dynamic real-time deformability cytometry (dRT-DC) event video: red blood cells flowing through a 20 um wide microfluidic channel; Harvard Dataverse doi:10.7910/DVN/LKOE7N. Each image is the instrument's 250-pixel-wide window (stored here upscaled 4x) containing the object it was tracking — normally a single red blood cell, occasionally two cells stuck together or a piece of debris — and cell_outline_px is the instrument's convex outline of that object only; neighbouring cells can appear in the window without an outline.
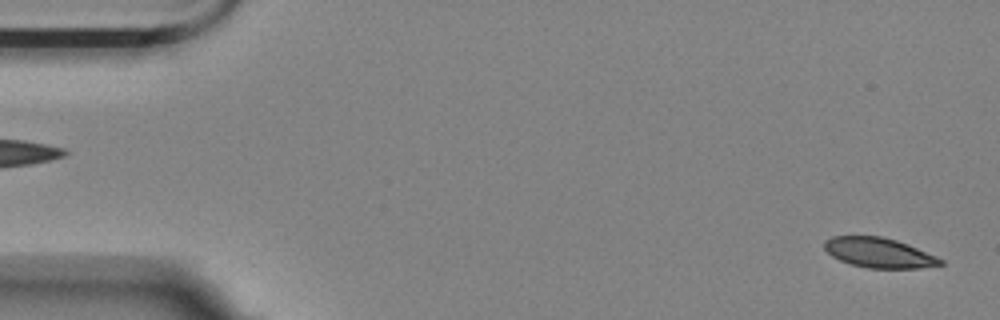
{"species": "Egyptian fruit bat (a non-hibernating species)", "species_latin": "Rousettus aegyptiacus", "temperature_condition": "room temperature", "stored_images_in_passage": 5, "camera_frame_rate_fps": 3000, "um_per_image_px": 0.085, "animal": {"sex": "female"}, "frame": {"image": 1, "passage_image": 1, "time_ms": 0.0, "image_size_px": [1000, 320], "cell_outline_px": [[944, 264], [920, 268], [868, 268], [852, 264], [840, 260], [832, 256], [824, 248], [824, 240], [832, 236], [880, 236], [896, 240], [908, 244], [936, 256], [944, 260]], "centroid_in_image_um": [74.71, 21.48], "position_along_channel_um": 10.3, "area_um2": 20.17}}
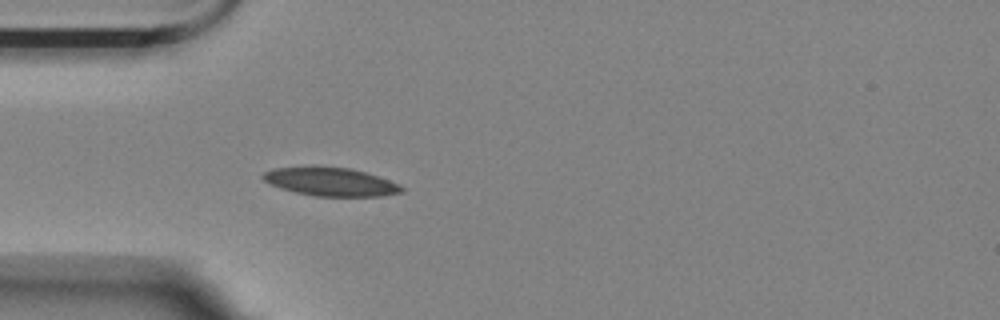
{"frame": {"image": 2, "passage_image": 5, "time_ms": 1.333, "image_size_px": [1000, 320], "cell_outline_px": [[404, 192], [380, 196], [316, 196], [296, 192], [280, 188], [264, 180], [260, 176], [264, 172], [276, 168], [312, 164], [352, 168], [400, 184], [404, 188]], "centroid_in_image_um": [28.08, 15.42], "position_along_channel_um": 56.9, "area_um2": 23.35}}